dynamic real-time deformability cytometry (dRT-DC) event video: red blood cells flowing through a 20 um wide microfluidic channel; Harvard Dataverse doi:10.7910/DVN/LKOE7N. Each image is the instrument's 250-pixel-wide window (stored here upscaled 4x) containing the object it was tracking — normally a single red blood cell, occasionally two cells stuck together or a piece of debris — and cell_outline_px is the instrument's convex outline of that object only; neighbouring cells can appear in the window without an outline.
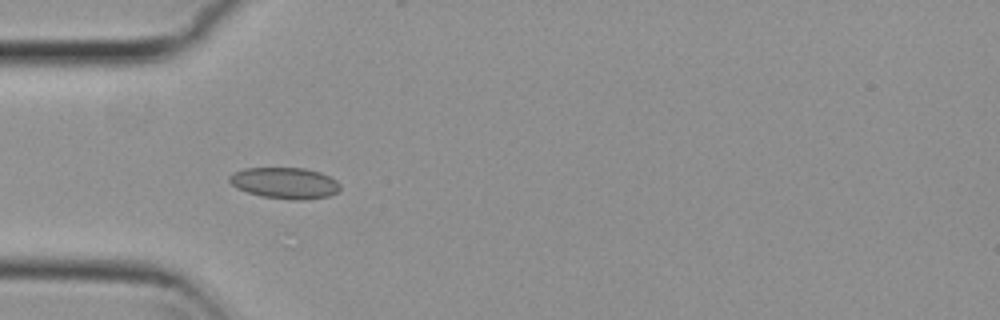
{"species": "common noctule bat (a hibernating species)", "species_latin": "Nyctalus noctula", "temperature_condition": "cold", "stored_images_in_passage": 14, "camera_frame_rate_fps": 3000, "um_per_image_px": 0.085, "animal": {"sex": "female", "body_mass_g": 29.2, "forearm_length_mm": 56.3}, "frame": {"image": 1, "passage_image": 6, "time_ms": 1.667, "image_size_px": [1000, 320], "cell_outline_px": [[340, 188], [336, 192], [328, 196], [300, 200], [292, 200], [260, 196], [236, 188], [228, 180], [228, 176], [232, 172], [244, 168], [304, 168], [320, 172], [336, 180], [340, 184]], "centroid_in_image_um": [24.17, 15.55], "position_along_channel_um": 60.8, "area_um2": 20.17}}
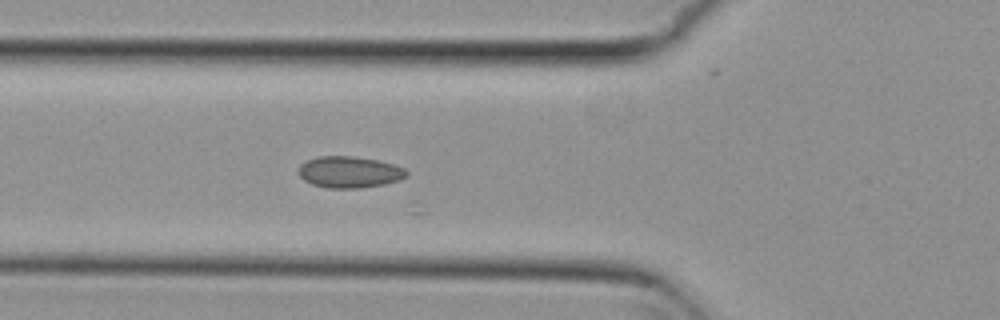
{"frame": {"image": 2, "passage_image": 9, "time_ms": 2.667, "image_size_px": [1000, 320], "cell_outline_px": [[408, 176], [400, 180], [384, 184], [360, 188], [328, 188], [312, 184], [304, 180], [296, 172], [300, 164], [308, 160], [320, 156], [352, 156], [380, 160], [396, 164], [404, 168], [408, 172]], "centroid_in_image_um": [29.72, 14.62], "position_along_channel_um": 96.1, "area_um2": 20.06}}
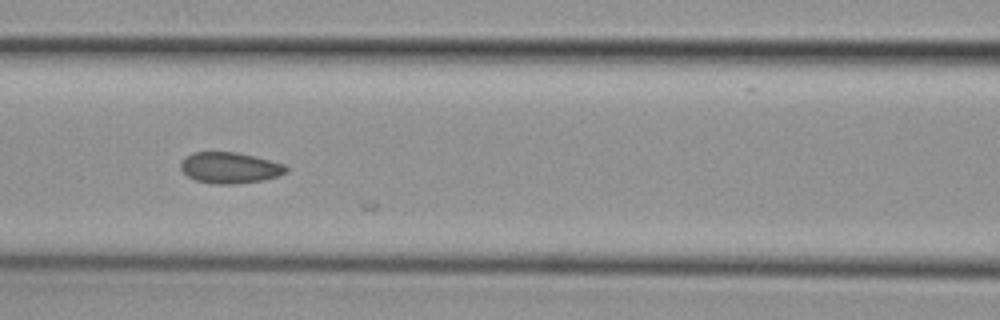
{"frame": {"image": 3, "passage_image": 13, "time_ms": 4.0, "image_size_px": [1000, 320], "cell_outline_px": [[288, 172], [280, 176], [264, 180], [232, 184], [216, 184], [196, 180], [188, 176], [180, 168], [180, 160], [192, 152], [236, 152], [256, 156], [284, 164], [288, 168]], "centroid_in_image_um": [19.55, 14.25], "position_along_channel_um": 147.0, "area_um2": 19.25}}